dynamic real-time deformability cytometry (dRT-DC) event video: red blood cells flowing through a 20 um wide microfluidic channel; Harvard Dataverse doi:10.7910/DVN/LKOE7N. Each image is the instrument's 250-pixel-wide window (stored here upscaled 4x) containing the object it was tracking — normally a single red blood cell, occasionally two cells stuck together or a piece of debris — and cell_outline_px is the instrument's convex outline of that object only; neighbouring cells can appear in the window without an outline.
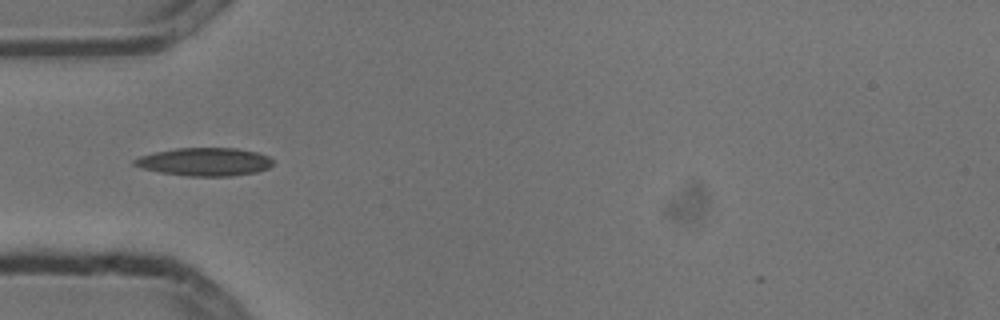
{"species": "common noctule bat (a hibernating species)", "species_latin": "Nyctalus noctula", "temperature_condition": "cold", "stored_images_in_passage": 7, "camera_frame_rate_fps": 3000, "um_per_image_px": 0.085, "animal": {"sex": "male", "body_mass_g": 13.3}, "frame": {"image": 1, "passage_image": 4, "time_ms": 1.0, "image_size_px": [1000, 320], "cell_outline_px": [[272, 164], [268, 168], [256, 172], [232, 176], [188, 176], [160, 172], [140, 168], [132, 164], [132, 160], [140, 156], [156, 152], [176, 148], [236, 148], [256, 152], [268, 156], [272, 160]], "centroid_in_image_um": [17.37, 13.75], "position_along_channel_um": 67.6, "area_um2": 22.66}}
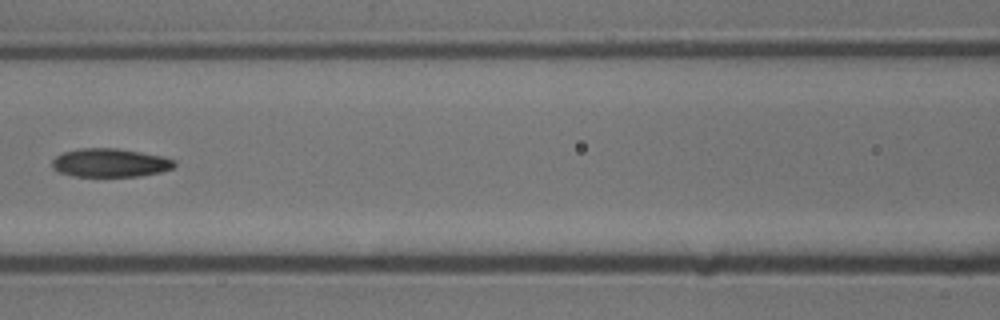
{"frame": {"image": 2, "passage_image": 6, "time_ms": 1.667, "image_size_px": [1000, 320], "cell_outline_px": [[176, 164], [172, 168], [160, 172], [140, 176], [72, 176], [56, 172], [52, 168], [52, 160], [56, 156], [64, 152], [80, 148], [116, 148], [140, 152], [160, 156], [176, 160]], "centroid_in_image_um": [9.32, 13.84], "position_along_channel_um": 157.3, "area_um2": 20.35}}
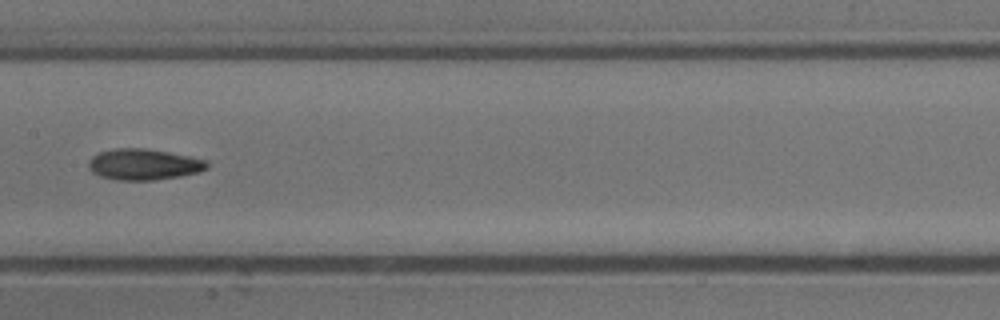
{"frame": {"image": 3, "passage_image": 7, "time_ms": 2.0, "image_size_px": [1000, 320], "cell_outline_px": [[208, 168], [196, 172], [180, 176], [152, 180], [120, 180], [100, 176], [92, 172], [88, 168], [88, 164], [92, 156], [100, 152], [116, 148], [144, 148], [168, 152], [188, 156], [204, 160], [208, 164]], "centroid_in_image_um": [12.18, 13.97], "position_along_channel_um": 195.2, "area_um2": 21.15}}